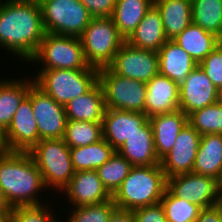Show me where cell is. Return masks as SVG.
<instances>
[{
  "instance_id": "f6af8a7d",
  "label": "cell",
  "mask_w": 222,
  "mask_h": 222,
  "mask_svg": "<svg viewBox=\"0 0 222 222\" xmlns=\"http://www.w3.org/2000/svg\"><path fill=\"white\" fill-rule=\"evenodd\" d=\"M10 212H0V222H9Z\"/></svg>"
},
{
  "instance_id": "603a6c76",
  "label": "cell",
  "mask_w": 222,
  "mask_h": 222,
  "mask_svg": "<svg viewBox=\"0 0 222 222\" xmlns=\"http://www.w3.org/2000/svg\"><path fill=\"white\" fill-rule=\"evenodd\" d=\"M104 111V94L99 82L65 105L67 120L102 122Z\"/></svg>"
},
{
  "instance_id": "44dd1931",
  "label": "cell",
  "mask_w": 222,
  "mask_h": 222,
  "mask_svg": "<svg viewBox=\"0 0 222 222\" xmlns=\"http://www.w3.org/2000/svg\"><path fill=\"white\" fill-rule=\"evenodd\" d=\"M159 73L179 85L198 64L173 40H167L158 51Z\"/></svg>"
},
{
  "instance_id": "60d3db41",
  "label": "cell",
  "mask_w": 222,
  "mask_h": 222,
  "mask_svg": "<svg viewBox=\"0 0 222 222\" xmlns=\"http://www.w3.org/2000/svg\"><path fill=\"white\" fill-rule=\"evenodd\" d=\"M108 222H135L133 211L116 208L112 212Z\"/></svg>"
},
{
  "instance_id": "bcb514c9",
  "label": "cell",
  "mask_w": 222,
  "mask_h": 222,
  "mask_svg": "<svg viewBox=\"0 0 222 222\" xmlns=\"http://www.w3.org/2000/svg\"><path fill=\"white\" fill-rule=\"evenodd\" d=\"M216 102L222 105V86L217 88V100Z\"/></svg>"
},
{
  "instance_id": "4fadbf2b",
  "label": "cell",
  "mask_w": 222,
  "mask_h": 222,
  "mask_svg": "<svg viewBox=\"0 0 222 222\" xmlns=\"http://www.w3.org/2000/svg\"><path fill=\"white\" fill-rule=\"evenodd\" d=\"M201 135L189 124L180 131L174 147L160 160L166 178L193 172Z\"/></svg>"
},
{
  "instance_id": "3957f363",
  "label": "cell",
  "mask_w": 222,
  "mask_h": 222,
  "mask_svg": "<svg viewBox=\"0 0 222 222\" xmlns=\"http://www.w3.org/2000/svg\"><path fill=\"white\" fill-rule=\"evenodd\" d=\"M167 178L161 165L132 167L112 199L117 208L135 210L161 201Z\"/></svg>"
},
{
  "instance_id": "4316f807",
  "label": "cell",
  "mask_w": 222,
  "mask_h": 222,
  "mask_svg": "<svg viewBox=\"0 0 222 222\" xmlns=\"http://www.w3.org/2000/svg\"><path fill=\"white\" fill-rule=\"evenodd\" d=\"M0 79V125L7 130L20 103L27 96L34 80Z\"/></svg>"
},
{
  "instance_id": "d4e9b609",
  "label": "cell",
  "mask_w": 222,
  "mask_h": 222,
  "mask_svg": "<svg viewBox=\"0 0 222 222\" xmlns=\"http://www.w3.org/2000/svg\"><path fill=\"white\" fill-rule=\"evenodd\" d=\"M173 41L184 49L199 64L206 58L222 40L215 34L191 23Z\"/></svg>"
},
{
  "instance_id": "e0dca14e",
  "label": "cell",
  "mask_w": 222,
  "mask_h": 222,
  "mask_svg": "<svg viewBox=\"0 0 222 222\" xmlns=\"http://www.w3.org/2000/svg\"><path fill=\"white\" fill-rule=\"evenodd\" d=\"M71 207L93 205L112 199V196L103 186L96 170L77 171L70 183L63 189Z\"/></svg>"
},
{
  "instance_id": "f1b7e54d",
  "label": "cell",
  "mask_w": 222,
  "mask_h": 222,
  "mask_svg": "<svg viewBox=\"0 0 222 222\" xmlns=\"http://www.w3.org/2000/svg\"><path fill=\"white\" fill-rule=\"evenodd\" d=\"M115 152L116 150L104 138L88 146L70 148V156L75 172L97 170Z\"/></svg>"
},
{
  "instance_id": "8d00e7d4",
  "label": "cell",
  "mask_w": 222,
  "mask_h": 222,
  "mask_svg": "<svg viewBox=\"0 0 222 222\" xmlns=\"http://www.w3.org/2000/svg\"><path fill=\"white\" fill-rule=\"evenodd\" d=\"M198 65L216 88L222 86V43Z\"/></svg>"
},
{
  "instance_id": "9a60e30c",
  "label": "cell",
  "mask_w": 222,
  "mask_h": 222,
  "mask_svg": "<svg viewBox=\"0 0 222 222\" xmlns=\"http://www.w3.org/2000/svg\"><path fill=\"white\" fill-rule=\"evenodd\" d=\"M8 151L29 152L39 141L31 99L26 96L6 130Z\"/></svg>"
},
{
  "instance_id": "8fae6325",
  "label": "cell",
  "mask_w": 222,
  "mask_h": 222,
  "mask_svg": "<svg viewBox=\"0 0 222 222\" xmlns=\"http://www.w3.org/2000/svg\"><path fill=\"white\" fill-rule=\"evenodd\" d=\"M108 67L115 74L147 83L159 73L158 52L124 42Z\"/></svg>"
},
{
  "instance_id": "30bf717a",
  "label": "cell",
  "mask_w": 222,
  "mask_h": 222,
  "mask_svg": "<svg viewBox=\"0 0 222 222\" xmlns=\"http://www.w3.org/2000/svg\"><path fill=\"white\" fill-rule=\"evenodd\" d=\"M27 96L31 99L40 140L63 139L67 123L65 106L57 103L35 84L30 87Z\"/></svg>"
},
{
  "instance_id": "d6986e66",
  "label": "cell",
  "mask_w": 222,
  "mask_h": 222,
  "mask_svg": "<svg viewBox=\"0 0 222 222\" xmlns=\"http://www.w3.org/2000/svg\"><path fill=\"white\" fill-rule=\"evenodd\" d=\"M153 130L156 155L161 160L174 147L180 131L188 123V116L181 110L149 117Z\"/></svg>"
},
{
  "instance_id": "5b68a950",
  "label": "cell",
  "mask_w": 222,
  "mask_h": 222,
  "mask_svg": "<svg viewBox=\"0 0 222 222\" xmlns=\"http://www.w3.org/2000/svg\"><path fill=\"white\" fill-rule=\"evenodd\" d=\"M41 65L39 70H99L89 66L80 37L45 33L34 56L28 61ZM44 65V66H43Z\"/></svg>"
},
{
  "instance_id": "9c48e42d",
  "label": "cell",
  "mask_w": 222,
  "mask_h": 222,
  "mask_svg": "<svg viewBox=\"0 0 222 222\" xmlns=\"http://www.w3.org/2000/svg\"><path fill=\"white\" fill-rule=\"evenodd\" d=\"M98 82L105 108L145 114L146 83L115 74L109 67L99 69Z\"/></svg>"
},
{
  "instance_id": "c3c4849f",
  "label": "cell",
  "mask_w": 222,
  "mask_h": 222,
  "mask_svg": "<svg viewBox=\"0 0 222 222\" xmlns=\"http://www.w3.org/2000/svg\"><path fill=\"white\" fill-rule=\"evenodd\" d=\"M5 152H3V151H0V157L4 154Z\"/></svg>"
},
{
  "instance_id": "6da1fadb",
  "label": "cell",
  "mask_w": 222,
  "mask_h": 222,
  "mask_svg": "<svg viewBox=\"0 0 222 222\" xmlns=\"http://www.w3.org/2000/svg\"><path fill=\"white\" fill-rule=\"evenodd\" d=\"M45 31L38 0H0V46L27 62Z\"/></svg>"
},
{
  "instance_id": "4dcf8cb0",
  "label": "cell",
  "mask_w": 222,
  "mask_h": 222,
  "mask_svg": "<svg viewBox=\"0 0 222 222\" xmlns=\"http://www.w3.org/2000/svg\"><path fill=\"white\" fill-rule=\"evenodd\" d=\"M102 138V122L67 120L63 140L69 148L88 146Z\"/></svg>"
},
{
  "instance_id": "836d02e7",
  "label": "cell",
  "mask_w": 222,
  "mask_h": 222,
  "mask_svg": "<svg viewBox=\"0 0 222 222\" xmlns=\"http://www.w3.org/2000/svg\"><path fill=\"white\" fill-rule=\"evenodd\" d=\"M160 202L167 222H195L202 209L187 200L175 197L167 188Z\"/></svg>"
},
{
  "instance_id": "7a4b0ae2",
  "label": "cell",
  "mask_w": 222,
  "mask_h": 222,
  "mask_svg": "<svg viewBox=\"0 0 222 222\" xmlns=\"http://www.w3.org/2000/svg\"><path fill=\"white\" fill-rule=\"evenodd\" d=\"M43 189L42 174L29 152L7 151L0 157V190L10 208L41 205L38 194Z\"/></svg>"
},
{
  "instance_id": "ba28073f",
  "label": "cell",
  "mask_w": 222,
  "mask_h": 222,
  "mask_svg": "<svg viewBox=\"0 0 222 222\" xmlns=\"http://www.w3.org/2000/svg\"><path fill=\"white\" fill-rule=\"evenodd\" d=\"M45 33L80 37L93 16L80 0H38Z\"/></svg>"
},
{
  "instance_id": "83f0119b",
  "label": "cell",
  "mask_w": 222,
  "mask_h": 222,
  "mask_svg": "<svg viewBox=\"0 0 222 222\" xmlns=\"http://www.w3.org/2000/svg\"><path fill=\"white\" fill-rule=\"evenodd\" d=\"M152 5L153 0H116L111 18L125 40L132 34Z\"/></svg>"
},
{
  "instance_id": "1f68e13d",
  "label": "cell",
  "mask_w": 222,
  "mask_h": 222,
  "mask_svg": "<svg viewBox=\"0 0 222 222\" xmlns=\"http://www.w3.org/2000/svg\"><path fill=\"white\" fill-rule=\"evenodd\" d=\"M132 167L129 161L116 151L114 155L96 171L105 189L113 196Z\"/></svg>"
},
{
  "instance_id": "cb8c5ba5",
  "label": "cell",
  "mask_w": 222,
  "mask_h": 222,
  "mask_svg": "<svg viewBox=\"0 0 222 222\" xmlns=\"http://www.w3.org/2000/svg\"><path fill=\"white\" fill-rule=\"evenodd\" d=\"M160 12L165 36L173 40L192 23L191 0H153Z\"/></svg>"
},
{
  "instance_id": "d6a6232c",
  "label": "cell",
  "mask_w": 222,
  "mask_h": 222,
  "mask_svg": "<svg viewBox=\"0 0 222 222\" xmlns=\"http://www.w3.org/2000/svg\"><path fill=\"white\" fill-rule=\"evenodd\" d=\"M188 123L202 136L222 134V105L217 102L188 115Z\"/></svg>"
},
{
  "instance_id": "7bdbcfd3",
  "label": "cell",
  "mask_w": 222,
  "mask_h": 222,
  "mask_svg": "<svg viewBox=\"0 0 222 222\" xmlns=\"http://www.w3.org/2000/svg\"><path fill=\"white\" fill-rule=\"evenodd\" d=\"M0 212H11V208L6 202L1 190H0Z\"/></svg>"
},
{
  "instance_id": "7c38bea8",
  "label": "cell",
  "mask_w": 222,
  "mask_h": 222,
  "mask_svg": "<svg viewBox=\"0 0 222 222\" xmlns=\"http://www.w3.org/2000/svg\"><path fill=\"white\" fill-rule=\"evenodd\" d=\"M167 189L177 198L206 208L216 205L218 180L189 172L167 178Z\"/></svg>"
},
{
  "instance_id": "ac0fdd59",
  "label": "cell",
  "mask_w": 222,
  "mask_h": 222,
  "mask_svg": "<svg viewBox=\"0 0 222 222\" xmlns=\"http://www.w3.org/2000/svg\"><path fill=\"white\" fill-rule=\"evenodd\" d=\"M145 114L148 117L179 110V84L160 73L146 83Z\"/></svg>"
},
{
  "instance_id": "ab89813d",
  "label": "cell",
  "mask_w": 222,
  "mask_h": 222,
  "mask_svg": "<svg viewBox=\"0 0 222 222\" xmlns=\"http://www.w3.org/2000/svg\"><path fill=\"white\" fill-rule=\"evenodd\" d=\"M195 222H222V211L216 205L202 208Z\"/></svg>"
},
{
  "instance_id": "8992f818",
  "label": "cell",
  "mask_w": 222,
  "mask_h": 222,
  "mask_svg": "<svg viewBox=\"0 0 222 222\" xmlns=\"http://www.w3.org/2000/svg\"><path fill=\"white\" fill-rule=\"evenodd\" d=\"M99 70L49 69L38 70L34 84L65 106L88 92L98 82Z\"/></svg>"
},
{
  "instance_id": "74e56055",
  "label": "cell",
  "mask_w": 222,
  "mask_h": 222,
  "mask_svg": "<svg viewBox=\"0 0 222 222\" xmlns=\"http://www.w3.org/2000/svg\"><path fill=\"white\" fill-rule=\"evenodd\" d=\"M135 222H167L161 202L133 210Z\"/></svg>"
},
{
  "instance_id": "b9f144b4",
  "label": "cell",
  "mask_w": 222,
  "mask_h": 222,
  "mask_svg": "<svg viewBox=\"0 0 222 222\" xmlns=\"http://www.w3.org/2000/svg\"><path fill=\"white\" fill-rule=\"evenodd\" d=\"M0 151L7 152L8 144L6 138V130L0 125Z\"/></svg>"
},
{
  "instance_id": "5bb4252c",
  "label": "cell",
  "mask_w": 222,
  "mask_h": 222,
  "mask_svg": "<svg viewBox=\"0 0 222 222\" xmlns=\"http://www.w3.org/2000/svg\"><path fill=\"white\" fill-rule=\"evenodd\" d=\"M179 110L187 116L216 103L217 88L198 65L179 85Z\"/></svg>"
},
{
  "instance_id": "d590c367",
  "label": "cell",
  "mask_w": 222,
  "mask_h": 222,
  "mask_svg": "<svg viewBox=\"0 0 222 222\" xmlns=\"http://www.w3.org/2000/svg\"><path fill=\"white\" fill-rule=\"evenodd\" d=\"M18 206L11 208L9 222H60L50 206ZM47 207V208H46ZM50 208V209H49ZM49 209V210H48Z\"/></svg>"
},
{
  "instance_id": "7402d4cb",
  "label": "cell",
  "mask_w": 222,
  "mask_h": 222,
  "mask_svg": "<svg viewBox=\"0 0 222 222\" xmlns=\"http://www.w3.org/2000/svg\"><path fill=\"white\" fill-rule=\"evenodd\" d=\"M167 40L160 12L152 5L125 42L135 48L158 52Z\"/></svg>"
},
{
  "instance_id": "f546056e",
  "label": "cell",
  "mask_w": 222,
  "mask_h": 222,
  "mask_svg": "<svg viewBox=\"0 0 222 222\" xmlns=\"http://www.w3.org/2000/svg\"><path fill=\"white\" fill-rule=\"evenodd\" d=\"M192 23L222 40V0H191Z\"/></svg>"
},
{
  "instance_id": "484cf974",
  "label": "cell",
  "mask_w": 222,
  "mask_h": 222,
  "mask_svg": "<svg viewBox=\"0 0 222 222\" xmlns=\"http://www.w3.org/2000/svg\"><path fill=\"white\" fill-rule=\"evenodd\" d=\"M222 172V134L201 136L193 173L218 180Z\"/></svg>"
},
{
  "instance_id": "ffe728a7",
  "label": "cell",
  "mask_w": 222,
  "mask_h": 222,
  "mask_svg": "<svg viewBox=\"0 0 222 222\" xmlns=\"http://www.w3.org/2000/svg\"><path fill=\"white\" fill-rule=\"evenodd\" d=\"M116 151L133 167L160 164L154 147L153 130L149 119L140 127V131L129 137Z\"/></svg>"
},
{
  "instance_id": "52a82bcc",
  "label": "cell",
  "mask_w": 222,
  "mask_h": 222,
  "mask_svg": "<svg viewBox=\"0 0 222 222\" xmlns=\"http://www.w3.org/2000/svg\"><path fill=\"white\" fill-rule=\"evenodd\" d=\"M80 40L87 63L97 69L108 67L125 42L111 17H93Z\"/></svg>"
},
{
  "instance_id": "7dc6e473",
  "label": "cell",
  "mask_w": 222,
  "mask_h": 222,
  "mask_svg": "<svg viewBox=\"0 0 222 222\" xmlns=\"http://www.w3.org/2000/svg\"><path fill=\"white\" fill-rule=\"evenodd\" d=\"M218 187H222V172L220 178L218 179Z\"/></svg>"
},
{
  "instance_id": "ee69618b",
  "label": "cell",
  "mask_w": 222,
  "mask_h": 222,
  "mask_svg": "<svg viewBox=\"0 0 222 222\" xmlns=\"http://www.w3.org/2000/svg\"><path fill=\"white\" fill-rule=\"evenodd\" d=\"M216 206L222 211V187H218Z\"/></svg>"
},
{
  "instance_id": "2e32d148",
  "label": "cell",
  "mask_w": 222,
  "mask_h": 222,
  "mask_svg": "<svg viewBox=\"0 0 222 222\" xmlns=\"http://www.w3.org/2000/svg\"><path fill=\"white\" fill-rule=\"evenodd\" d=\"M148 119L144 113L105 108L102 121L103 138L117 150L129 137L140 131V127Z\"/></svg>"
},
{
  "instance_id": "e575fe53",
  "label": "cell",
  "mask_w": 222,
  "mask_h": 222,
  "mask_svg": "<svg viewBox=\"0 0 222 222\" xmlns=\"http://www.w3.org/2000/svg\"><path fill=\"white\" fill-rule=\"evenodd\" d=\"M117 208L113 199L93 204L71 208L68 222H108L112 212ZM62 222V221H61Z\"/></svg>"
},
{
  "instance_id": "f35d334b",
  "label": "cell",
  "mask_w": 222,
  "mask_h": 222,
  "mask_svg": "<svg viewBox=\"0 0 222 222\" xmlns=\"http://www.w3.org/2000/svg\"><path fill=\"white\" fill-rule=\"evenodd\" d=\"M93 17H111L116 0H80Z\"/></svg>"
},
{
  "instance_id": "277c9868",
  "label": "cell",
  "mask_w": 222,
  "mask_h": 222,
  "mask_svg": "<svg viewBox=\"0 0 222 222\" xmlns=\"http://www.w3.org/2000/svg\"><path fill=\"white\" fill-rule=\"evenodd\" d=\"M29 154L42 174L46 188L62 192L70 183L75 170L72 165L70 148L63 139L40 140Z\"/></svg>"
}]
</instances>
